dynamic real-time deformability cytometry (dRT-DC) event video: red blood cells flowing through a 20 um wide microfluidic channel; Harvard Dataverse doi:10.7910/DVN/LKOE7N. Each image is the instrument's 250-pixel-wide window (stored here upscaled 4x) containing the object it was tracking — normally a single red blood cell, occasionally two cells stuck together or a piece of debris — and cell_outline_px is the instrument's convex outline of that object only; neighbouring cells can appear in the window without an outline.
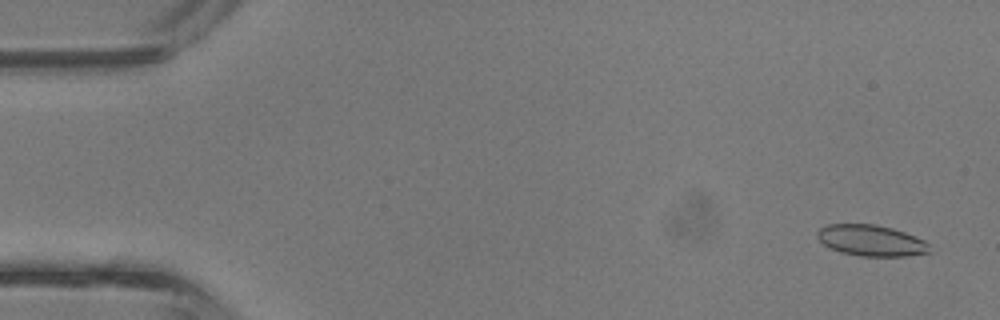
{"species": "common noctule bat (a hibernating species)", "species_latin": "Nyctalus noctula", "temperature_condition": "room temperature", "stored_images_in_passage": 42, "camera_frame_rate_fps": 3000, "um_per_image_px": 0.085, "animal": {"sex": "male", "body_mass_g": 13.3}, "frame": {"image": 1, "passage_image": 2, "time_ms": 0.333, "image_size_px": [1000, 320], "cell_outline_px": [[928, 252], [908, 256], [860, 256], [840, 252], [828, 248], [816, 236], [816, 232], [820, 228], [828, 224], [876, 224], [892, 228], [904, 232], [924, 240], [928, 244]], "centroid_in_image_um": [73.99, 20.44], "position_along_channel_um": 11.0, "area_um2": 20.29}}
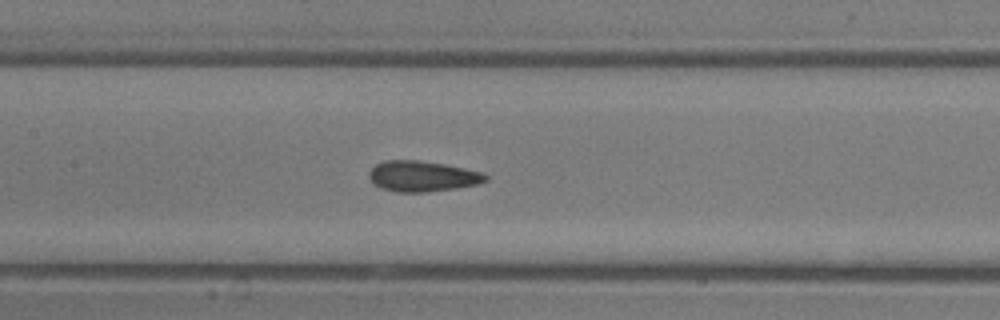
{"frame": {"image": 2, "passage_image": 20, "time_ms": 6.333, "image_size_px": [1000, 320], "cell_outline_px": [[488, 180], [476, 184], [456, 188], [428, 192], [396, 192], [380, 188], [372, 184], [368, 176], [368, 172], [376, 164], [384, 160], [416, 160], [444, 164], [480, 172], [488, 176]], "centroid_in_image_um": [35.83, 14.99], "position_along_channel_um": 171.6, "area_um2": 20.81}}
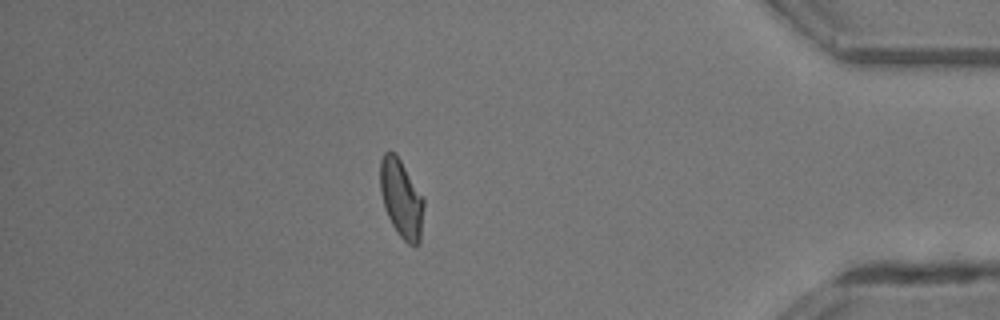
{"frame": {"image": 3, "passage_image": 37, "time_ms": 12.0, "image_size_px": [1000, 320], "cell_outline_px": [[424, 208], [420, 244], [416, 248], [408, 244], [396, 232], [384, 208], [380, 192], [380, 160], [384, 152], [392, 152], [400, 160], [424, 196]], "centroid_in_image_um": [34.13, 16.93], "position_along_channel_um": 401.1, "area_um2": 20.17}, "authors_computed_cell_mechanics": {"area_um2": 20.4034, "velocity_mm_per_s": 4.8167, "shape_relaxation_time_tau1_ms": 5.3815, "shape_relaxation_time_tau2_ms": 1.1729, "deformation_change_tau1": 0.1254, "deformation_change_tau2": 0.0753}}